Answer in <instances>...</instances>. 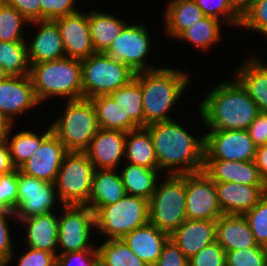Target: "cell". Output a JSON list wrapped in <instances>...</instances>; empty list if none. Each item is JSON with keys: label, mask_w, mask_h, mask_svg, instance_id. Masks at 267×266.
<instances>
[{"label": "cell", "mask_w": 267, "mask_h": 266, "mask_svg": "<svg viewBox=\"0 0 267 266\" xmlns=\"http://www.w3.org/2000/svg\"><path fill=\"white\" fill-rule=\"evenodd\" d=\"M146 128L153 141L158 170L172 168V175L203 171L204 135L196 139L172 119L150 124Z\"/></svg>", "instance_id": "cell-1"}, {"label": "cell", "mask_w": 267, "mask_h": 266, "mask_svg": "<svg viewBox=\"0 0 267 266\" xmlns=\"http://www.w3.org/2000/svg\"><path fill=\"white\" fill-rule=\"evenodd\" d=\"M235 80L217 84L200 102L199 114L209 130H247L256 119L257 105Z\"/></svg>", "instance_id": "cell-2"}, {"label": "cell", "mask_w": 267, "mask_h": 266, "mask_svg": "<svg viewBox=\"0 0 267 266\" xmlns=\"http://www.w3.org/2000/svg\"><path fill=\"white\" fill-rule=\"evenodd\" d=\"M134 78L140 83L145 127L171 120L168 112L190 81L186 72L171 67L137 72Z\"/></svg>", "instance_id": "cell-3"}, {"label": "cell", "mask_w": 267, "mask_h": 266, "mask_svg": "<svg viewBox=\"0 0 267 266\" xmlns=\"http://www.w3.org/2000/svg\"><path fill=\"white\" fill-rule=\"evenodd\" d=\"M81 60L63 57L31 64L30 78L37 101L63 96L67 101L83 99Z\"/></svg>", "instance_id": "cell-4"}, {"label": "cell", "mask_w": 267, "mask_h": 266, "mask_svg": "<svg viewBox=\"0 0 267 266\" xmlns=\"http://www.w3.org/2000/svg\"><path fill=\"white\" fill-rule=\"evenodd\" d=\"M51 127L67 151L85 152L99 130L94 104L90 99L67 101L64 114Z\"/></svg>", "instance_id": "cell-5"}, {"label": "cell", "mask_w": 267, "mask_h": 266, "mask_svg": "<svg viewBox=\"0 0 267 266\" xmlns=\"http://www.w3.org/2000/svg\"><path fill=\"white\" fill-rule=\"evenodd\" d=\"M168 176L149 200V222L170 235L187 218L185 174Z\"/></svg>", "instance_id": "cell-6"}, {"label": "cell", "mask_w": 267, "mask_h": 266, "mask_svg": "<svg viewBox=\"0 0 267 266\" xmlns=\"http://www.w3.org/2000/svg\"><path fill=\"white\" fill-rule=\"evenodd\" d=\"M83 99L110 95L127 85L135 75L127 65L111 59L105 53H95L81 60Z\"/></svg>", "instance_id": "cell-7"}, {"label": "cell", "mask_w": 267, "mask_h": 266, "mask_svg": "<svg viewBox=\"0 0 267 266\" xmlns=\"http://www.w3.org/2000/svg\"><path fill=\"white\" fill-rule=\"evenodd\" d=\"M149 221V200L125 195L116 203L100 207L95 212V224L109 239H122Z\"/></svg>", "instance_id": "cell-8"}, {"label": "cell", "mask_w": 267, "mask_h": 266, "mask_svg": "<svg viewBox=\"0 0 267 266\" xmlns=\"http://www.w3.org/2000/svg\"><path fill=\"white\" fill-rule=\"evenodd\" d=\"M95 170L86 152L66 153L54 182L61 206L87 204Z\"/></svg>", "instance_id": "cell-9"}, {"label": "cell", "mask_w": 267, "mask_h": 266, "mask_svg": "<svg viewBox=\"0 0 267 266\" xmlns=\"http://www.w3.org/2000/svg\"><path fill=\"white\" fill-rule=\"evenodd\" d=\"M64 214L58 218V246L62 253L97 250L90 244L95 213L86 205H62Z\"/></svg>", "instance_id": "cell-10"}, {"label": "cell", "mask_w": 267, "mask_h": 266, "mask_svg": "<svg viewBox=\"0 0 267 266\" xmlns=\"http://www.w3.org/2000/svg\"><path fill=\"white\" fill-rule=\"evenodd\" d=\"M146 30L141 24H127L105 54L114 61L127 65L135 73L156 69L145 61L151 45Z\"/></svg>", "instance_id": "cell-11"}, {"label": "cell", "mask_w": 267, "mask_h": 266, "mask_svg": "<svg viewBox=\"0 0 267 266\" xmlns=\"http://www.w3.org/2000/svg\"><path fill=\"white\" fill-rule=\"evenodd\" d=\"M204 139V160L254 161L257 146L247 130H210Z\"/></svg>", "instance_id": "cell-12"}, {"label": "cell", "mask_w": 267, "mask_h": 266, "mask_svg": "<svg viewBox=\"0 0 267 266\" xmlns=\"http://www.w3.org/2000/svg\"><path fill=\"white\" fill-rule=\"evenodd\" d=\"M18 203L14 210L18 220L52 212L56 194L55 183L37 179L18 169Z\"/></svg>", "instance_id": "cell-13"}, {"label": "cell", "mask_w": 267, "mask_h": 266, "mask_svg": "<svg viewBox=\"0 0 267 266\" xmlns=\"http://www.w3.org/2000/svg\"><path fill=\"white\" fill-rule=\"evenodd\" d=\"M186 218L217 220L222 214L214 182L203 172L185 174Z\"/></svg>", "instance_id": "cell-14"}, {"label": "cell", "mask_w": 267, "mask_h": 266, "mask_svg": "<svg viewBox=\"0 0 267 266\" xmlns=\"http://www.w3.org/2000/svg\"><path fill=\"white\" fill-rule=\"evenodd\" d=\"M61 34L63 41L65 57L74 59H85L95 54L90 27L88 22V14L66 15L53 20Z\"/></svg>", "instance_id": "cell-15"}, {"label": "cell", "mask_w": 267, "mask_h": 266, "mask_svg": "<svg viewBox=\"0 0 267 266\" xmlns=\"http://www.w3.org/2000/svg\"><path fill=\"white\" fill-rule=\"evenodd\" d=\"M67 152L63 143L51 133L18 169L37 179L54 183Z\"/></svg>", "instance_id": "cell-16"}, {"label": "cell", "mask_w": 267, "mask_h": 266, "mask_svg": "<svg viewBox=\"0 0 267 266\" xmlns=\"http://www.w3.org/2000/svg\"><path fill=\"white\" fill-rule=\"evenodd\" d=\"M37 104L39 102L29 75L7 76L0 82V113L11 124L17 114L20 115Z\"/></svg>", "instance_id": "cell-17"}, {"label": "cell", "mask_w": 267, "mask_h": 266, "mask_svg": "<svg viewBox=\"0 0 267 266\" xmlns=\"http://www.w3.org/2000/svg\"><path fill=\"white\" fill-rule=\"evenodd\" d=\"M125 141L126 132L99 128L85 152L96 169L115 170L125 155Z\"/></svg>", "instance_id": "cell-18"}, {"label": "cell", "mask_w": 267, "mask_h": 266, "mask_svg": "<svg viewBox=\"0 0 267 266\" xmlns=\"http://www.w3.org/2000/svg\"><path fill=\"white\" fill-rule=\"evenodd\" d=\"M203 172L214 183L267 186L254 161L204 160Z\"/></svg>", "instance_id": "cell-19"}, {"label": "cell", "mask_w": 267, "mask_h": 266, "mask_svg": "<svg viewBox=\"0 0 267 266\" xmlns=\"http://www.w3.org/2000/svg\"><path fill=\"white\" fill-rule=\"evenodd\" d=\"M214 184L223 214L244 215L267 193V186H250L232 182Z\"/></svg>", "instance_id": "cell-20"}, {"label": "cell", "mask_w": 267, "mask_h": 266, "mask_svg": "<svg viewBox=\"0 0 267 266\" xmlns=\"http://www.w3.org/2000/svg\"><path fill=\"white\" fill-rule=\"evenodd\" d=\"M170 239L189 260L202 248L216 241V220L186 219L170 234Z\"/></svg>", "instance_id": "cell-21"}, {"label": "cell", "mask_w": 267, "mask_h": 266, "mask_svg": "<svg viewBox=\"0 0 267 266\" xmlns=\"http://www.w3.org/2000/svg\"><path fill=\"white\" fill-rule=\"evenodd\" d=\"M30 23L38 24L40 27L33 41L27 46L30 65L65 57L60 30L53 20L32 21Z\"/></svg>", "instance_id": "cell-22"}, {"label": "cell", "mask_w": 267, "mask_h": 266, "mask_svg": "<svg viewBox=\"0 0 267 266\" xmlns=\"http://www.w3.org/2000/svg\"><path fill=\"white\" fill-rule=\"evenodd\" d=\"M216 242L226 252L258 245L246 217L239 214H222L216 220Z\"/></svg>", "instance_id": "cell-23"}, {"label": "cell", "mask_w": 267, "mask_h": 266, "mask_svg": "<svg viewBox=\"0 0 267 266\" xmlns=\"http://www.w3.org/2000/svg\"><path fill=\"white\" fill-rule=\"evenodd\" d=\"M132 252L148 266H154L170 235L159 230L149 221L122 238Z\"/></svg>", "instance_id": "cell-24"}, {"label": "cell", "mask_w": 267, "mask_h": 266, "mask_svg": "<svg viewBox=\"0 0 267 266\" xmlns=\"http://www.w3.org/2000/svg\"><path fill=\"white\" fill-rule=\"evenodd\" d=\"M125 195L120 174L114 169H96L86 206L95 213L100 207L116 203Z\"/></svg>", "instance_id": "cell-25"}, {"label": "cell", "mask_w": 267, "mask_h": 266, "mask_svg": "<svg viewBox=\"0 0 267 266\" xmlns=\"http://www.w3.org/2000/svg\"><path fill=\"white\" fill-rule=\"evenodd\" d=\"M27 225L26 241L28 247L56 254L58 246V218L52 213H45L21 219Z\"/></svg>", "instance_id": "cell-26"}, {"label": "cell", "mask_w": 267, "mask_h": 266, "mask_svg": "<svg viewBox=\"0 0 267 266\" xmlns=\"http://www.w3.org/2000/svg\"><path fill=\"white\" fill-rule=\"evenodd\" d=\"M236 78L255 102L259 112L267 113V65L252 57L239 68Z\"/></svg>", "instance_id": "cell-27"}, {"label": "cell", "mask_w": 267, "mask_h": 266, "mask_svg": "<svg viewBox=\"0 0 267 266\" xmlns=\"http://www.w3.org/2000/svg\"><path fill=\"white\" fill-rule=\"evenodd\" d=\"M88 22L96 53H105L126 26L118 17L96 10L88 13Z\"/></svg>", "instance_id": "cell-28"}, {"label": "cell", "mask_w": 267, "mask_h": 266, "mask_svg": "<svg viewBox=\"0 0 267 266\" xmlns=\"http://www.w3.org/2000/svg\"><path fill=\"white\" fill-rule=\"evenodd\" d=\"M131 164L158 169L153 141L146 127L126 133L125 156Z\"/></svg>", "instance_id": "cell-29"}, {"label": "cell", "mask_w": 267, "mask_h": 266, "mask_svg": "<svg viewBox=\"0 0 267 266\" xmlns=\"http://www.w3.org/2000/svg\"><path fill=\"white\" fill-rule=\"evenodd\" d=\"M120 177L125 188L126 195L142 197L150 200L157 189L158 169H149L129 163L123 167Z\"/></svg>", "instance_id": "cell-30"}, {"label": "cell", "mask_w": 267, "mask_h": 266, "mask_svg": "<svg viewBox=\"0 0 267 266\" xmlns=\"http://www.w3.org/2000/svg\"><path fill=\"white\" fill-rule=\"evenodd\" d=\"M167 6L164 17L166 33L175 38L204 17L195 0H172Z\"/></svg>", "instance_id": "cell-31"}, {"label": "cell", "mask_w": 267, "mask_h": 266, "mask_svg": "<svg viewBox=\"0 0 267 266\" xmlns=\"http://www.w3.org/2000/svg\"><path fill=\"white\" fill-rule=\"evenodd\" d=\"M94 104L99 128L129 132L139 128L110 95L90 99Z\"/></svg>", "instance_id": "cell-32"}, {"label": "cell", "mask_w": 267, "mask_h": 266, "mask_svg": "<svg viewBox=\"0 0 267 266\" xmlns=\"http://www.w3.org/2000/svg\"><path fill=\"white\" fill-rule=\"evenodd\" d=\"M12 126L7 132L5 139L9 147L10 156L16 169L23 165L39 149L42 142L52 133L50 126L41 137L31 131H22L15 135H10ZM11 136V140H9ZM9 140V141H8Z\"/></svg>", "instance_id": "cell-33"}, {"label": "cell", "mask_w": 267, "mask_h": 266, "mask_svg": "<svg viewBox=\"0 0 267 266\" xmlns=\"http://www.w3.org/2000/svg\"><path fill=\"white\" fill-rule=\"evenodd\" d=\"M27 41H0V66L8 76L30 74Z\"/></svg>", "instance_id": "cell-34"}, {"label": "cell", "mask_w": 267, "mask_h": 266, "mask_svg": "<svg viewBox=\"0 0 267 266\" xmlns=\"http://www.w3.org/2000/svg\"><path fill=\"white\" fill-rule=\"evenodd\" d=\"M97 251L99 266H148L123 239H107Z\"/></svg>", "instance_id": "cell-35"}, {"label": "cell", "mask_w": 267, "mask_h": 266, "mask_svg": "<svg viewBox=\"0 0 267 266\" xmlns=\"http://www.w3.org/2000/svg\"><path fill=\"white\" fill-rule=\"evenodd\" d=\"M110 96L122 107L125 115L138 126L145 127L140 83L133 78L127 85L118 88Z\"/></svg>", "instance_id": "cell-36"}, {"label": "cell", "mask_w": 267, "mask_h": 266, "mask_svg": "<svg viewBox=\"0 0 267 266\" xmlns=\"http://www.w3.org/2000/svg\"><path fill=\"white\" fill-rule=\"evenodd\" d=\"M223 21L218 19L204 16L198 20L195 24H192L189 28L184 30L177 38L183 39L192 43L198 48L207 50L215 42H219L220 25Z\"/></svg>", "instance_id": "cell-37"}, {"label": "cell", "mask_w": 267, "mask_h": 266, "mask_svg": "<svg viewBox=\"0 0 267 266\" xmlns=\"http://www.w3.org/2000/svg\"><path fill=\"white\" fill-rule=\"evenodd\" d=\"M27 22L15 8L0 0V41H25L21 28Z\"/></svg>", "instance_id": "cell-38"}, {"label": "cell", "mask_w": 267, "mask_h": 266, "mask_svg": "<svg viewBox=\"0 0 267 266\" xmlns=\"http://www.w3.org/2000/svg\"><path fill=\"white\" fill-rule=\"evenodd\" d=\"M195 2L204 13V16L218 20L221 17L222 24L240 26L241 15L233 8L229 0H195Z\"/></svg>", "instance_id": "cell-39"}, {"label": "cell", "mask_w": 267, "mask_h": 266, "mask_svg": "<svg viewBox=\"0 0 267 266\" xmlns=\"http://www.w3.org/2000/svg\"><path fill=\"white\" fill-rule=\"evenodd\" d=\"M258 245L267 248V193L244 214Z\"/></svg>", "instance_id": "cell-40"}, {"label": "cell", "mask_w": 267, "mask_h": 266, "mask_svg": "<svg viewBox=\"0 0 267 266\" xmlns=\"http://www.w3.org/2000/svg\"><path fill=\"white\" fill-rule=\"evenodd\" d=\"M226 266H267V248L257 245L226 252Z\"/></svg>", "instance_id": "cell-41"}, {"label": "cell", "mask_w": 267, "mask_h": 266, "mask_svg": "<svg viewBox=\"0 0 267 266\" xmlns=\"http://www.w3.org/2000/svg\"><path fill=\"white\" fill-rule=\"evenodd\" d=\"M240 27L267 35V0H256L242 14ZM250 28V29H249Z\"/></svg>", "instance_id": "cell-42"}, {"label": "cell", "mask_w": 267, "mask_h": 266, "mask_svg": "<svg viewBox=\"0 0 267 266\" xmlns=\"http://www.w3.org/2000/svg\"><path fill=\"white\" fill-rule=\"evenodd\" d=\"M18 169L0 176V210L14 212L18 203Z\"/></svg>", "instance_id": "cell-43"}, {"label": "cell", "mask_w": 267, "mask_h": 266, "mask_svg": "<svg viewBox=\"0 0 267 266\" xmlns=\"http://www.w3.org/2000/svg\"><path fill=\"white\" fill-rule=\"evenodd\" d=\"M188 266H226V251L215 241L191 257Z\"/></svg>", "instance_id": "cell-44"}, {"label": "cell", "mask_w": 267, "mask_h": 266, "mask_svg": "<svg viewBox=\"0 0 267 266\" xmlns=\"http://www.w3.org/2000/svg\"><path fill=\"white\" fill-rule=\"evenodd\" d=\"M39 3L41 20H55L79 12L74 6L76 0H39Z\"/></svg>", "instance_id": "cell-45"}, {"label": "cell", "mask_w": 267, "mask_h": 266, "mask_svg": "<svg viewBox=\"0 0 267 266\" xmlns=\"http://www.w3.org/2000/svg\"><path fill=\"white\" fill-rule=\"evenodd\" d=\"M56 263L58 266H99L98 251L83 250L58 254Z\"/></svg>", "instance_id": "cell-46"}, {"label": "cell", "mask_w": 267, "mask_h": 266, "mask_svg": "<svg viewBox=\"0 0 267 266\" xmlns=\"http://www.w3.org/2000/svg\"><path fill=\"white\" fill-rule=\"evenodd\" d=\"M7 216L15 218L14 212L0 210V258L6 265L13 258L14 252L7 223Z\"/></svg>", "instance_id": "cell-47"}, {"label": "cell", "mask_w": 267, "mask_h": 266, "mask_svg": "<svg viewBox=\"0 0 267 266\" xmlns=\"http://www.w3.org/2000/svg\"><path fill=\"white\" fill-rule=\"evenodd\" d=\"M154 266H188V259L180 248L169 239Z\"/></svg>", "instance_id": "cell-48"}, {"label": "cell", "mask_w": 267, "mask_h": 266, "mask_svg": "<svg viewBox=\"0 0 267 266\" xmlns=\"http://www.w3.org/2000/svg\"><path fill=\"white\" fill-rule=\"evenodd\" d=\"M27 253L20 257L18 266H53L56 256L53 253L28 247Z\"/></svg>", "instance_id": "cell-49"}, {"label": "cell", "mask_w": 267, "mask_h": 266, "mask_svg": "<svg viewBox=\"0 0 267 266\" xmlns=\"http://www.w3.org/2000/svg\"><path fill=\"white\" fill-rule=\"evenodd\" d=\"M15 8L29 22L41 20V5L39 0H4Z\"/></svg>", "instance_id": "cell-50"}, {"label": "cell", "mask_w": 267, "mask_h": 266, "mask_svg": "<svg viewBox=\"0 0 267 266\" xmlns=\"http://www.w3.org/2000/svg\"><path fill=\"white\" fill-rule=\"evenodd\" d=\"M250 138L258 147L267 143V113L259 112L247 129Z\"/></svg>", "instance_id": "cell-51"}, {"label": "cell", "mask_w": 267, "mask_h": 266, "mask_svg": "<svg viewBox=\"0 0 267 266\" xmlns=\"http://www.w3.org/2000/svg\"><path fill=\"white\" fill-rule=\"evenodd\" d=\"M15 170L6 139L2 138L0 139V176Z\"/></svg>", "instance_id": "cell-52"}, {"label": "cell", "mask_w": 267, "mask_h": 266, "mask_svg": "<svg viewBox=\"0 0 267 266\" xmlns=\"http://www.w3.org/2000/svg\"><path fill=\"white\" fill-rule=\"evenodd\" d=\"M254 162L261 177L267 184V143L257 147Z\"/></svg>", "instance_id": "cell-53"}, {"label": "cell", "mask_w": 267, "mask_h": 266, "mask_svg": "<svg viewBox=\"0 0 267 266\" xmlns=\"http://www.w3.org/2000/svg\"><path fill=\"white\" fill-rule=\"evenodd\" d=\"M256 0H229L233 8L242 16Z\"/></svg>", "instance_id": "cell-54"}, {"label": "cell", "mask_w": 267, "mask_h": 266, "mask_svg": "<svg viewBox=\"0 0 267 266\" xmlns=\"http://www.w3.org/2000/svg\"><path fill=\"white\" fill-rule=\"evenodd\" d=\"M13 126L9 120L0 113V139L5 138L10 127Z\"/></svg>", "instance_id": "cell-55"}, {"label": "cell", "mask_w": 267, "mask_h": 266, "mask_svg": "<svg viewBox=\"0 0 267 266\" xmlns=\"http://www.w3.org/2000/svg\"><path fill=\"white\" fill-rule=\"evenodd\" d=\"M8 75L4 72L3 68L0 66V82L4 80Z\"/></svg>", "instance_id": "cell-56"}, {"label": "cell", "mask_w": 267, "mask_h": 266, "mask_svg": "<svg viewBox=\"0 0 267 266\" xmlns=\"http://www.w3.org/2000/svg\"><path fill=\"white\" fill-rule=\"evenodd\" d=\"M0 266H6V263L0 258Z\"/></svg>", "instance_id": "cell-57"}]
</instances>
